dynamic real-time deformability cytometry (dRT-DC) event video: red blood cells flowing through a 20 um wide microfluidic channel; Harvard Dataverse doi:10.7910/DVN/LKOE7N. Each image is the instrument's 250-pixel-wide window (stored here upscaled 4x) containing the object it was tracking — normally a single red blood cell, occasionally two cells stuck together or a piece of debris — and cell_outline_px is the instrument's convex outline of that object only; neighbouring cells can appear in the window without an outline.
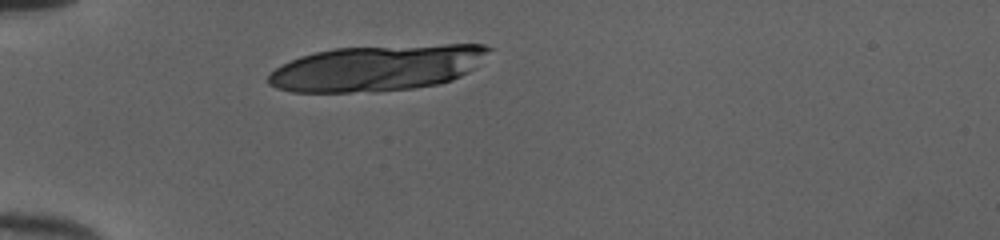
{"species": "human", "species_latin": "Homo sapiens", "temperature_condition": "cold", "stored_images_in_passage": 29, "camera_frame_rate_fps": 3000, "um_per_image_px": 0.085, "donor": {"sex": "female"}, "frame": {"image": 1, "passage_image": 1, "time_ms": 0.0, "image_size_px": [1000, 240], "cell_outline_px": [[492, 48], [468, 72], [452, 80], [440, 84], [412, 88], [376, 92], [292, 92], [276, 88], [268, 84], [268, 76], [276, 68], [300, 56], [316, 52], [336, 48], [444, 44], [484, 44]], "centroid_in_image_um": [32.04, 5.79], "position_along_channel_um": 53.0, "area_um2": 58.67}, "authors_computed_cell_mechanics": {"area_um2": 31.8478, "velocity_mm_per_s": 4.0169, "shape_relaxation_time_tau1_ms": 2.4161, "shape_relaxation_time_tau2_ms": 1.6489, "deformation_change_tau1": 0.3036, "deformation_change_tau2": 0.0602}}